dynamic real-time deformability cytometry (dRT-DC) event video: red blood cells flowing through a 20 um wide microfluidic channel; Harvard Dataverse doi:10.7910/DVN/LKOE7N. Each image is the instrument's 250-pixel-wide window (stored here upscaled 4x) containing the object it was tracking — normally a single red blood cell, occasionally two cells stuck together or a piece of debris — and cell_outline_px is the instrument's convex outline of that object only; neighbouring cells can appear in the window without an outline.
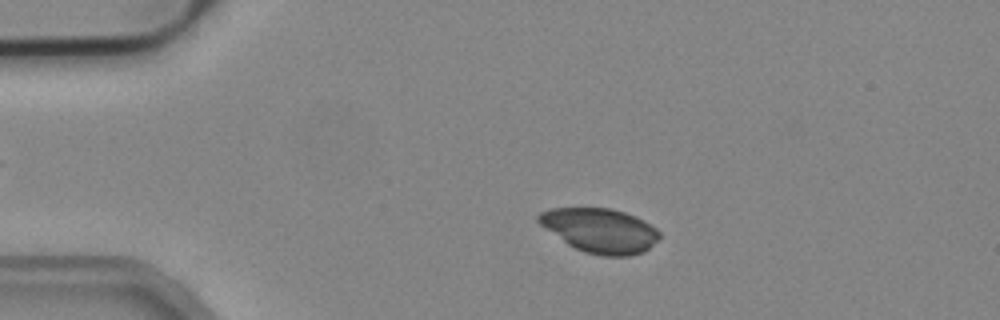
{"species": "common noctule bat (a hibernating species)", "species_latin": "Nyctalus noctula", "temperature_condition": "cold", "stored_images_in_passage": 54, "camera_frame_rate_fps": 3000, "um_per_image_px": 0.085, "animal": {"sex": "male", "body_mass_g": 19.2, "forearm_length_mm": 51.8}, "frame": {"image": 1, "passage_image": 11, "time_ms": 3.333, "image_size_px": [1000, 320], "cell_outline_px": [[660, 236], [644, 252], [628, 256], [604, 256], [584, 252], [568, 244], [540, 224], [536, 220], [536, 216], [540, 212], [552, 208], [612, 208], [636, 216], [644, 220], [656, 228], [660, 232]], "centroid_in_image_um": [51.01, 19.58], "position_along_channel_um": 34.0, "area_um2": 31.1}}
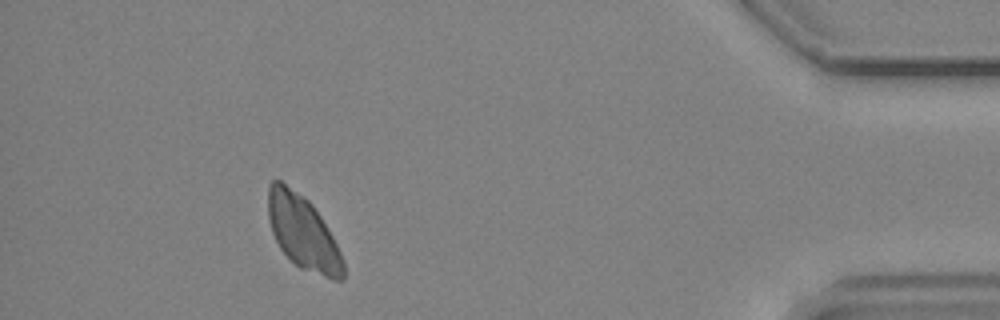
{"frame": {"image": 2, "passage_image": 49, "time_ms": 16.0, "image_size_px": [1000, 320], "cell_outline_px": [[344, 280], [332, 280], [300, 268], [280, 248], [272, 232], [268, 220], [268, 184], [272, 180], [280, 180], [304, 196], [312, 204], [328, 228], [344, 260]], "centroid_in_image_um": [25.75, 19.76], "position_along_channel_um": 409.5, "area_um2": 32.31}}